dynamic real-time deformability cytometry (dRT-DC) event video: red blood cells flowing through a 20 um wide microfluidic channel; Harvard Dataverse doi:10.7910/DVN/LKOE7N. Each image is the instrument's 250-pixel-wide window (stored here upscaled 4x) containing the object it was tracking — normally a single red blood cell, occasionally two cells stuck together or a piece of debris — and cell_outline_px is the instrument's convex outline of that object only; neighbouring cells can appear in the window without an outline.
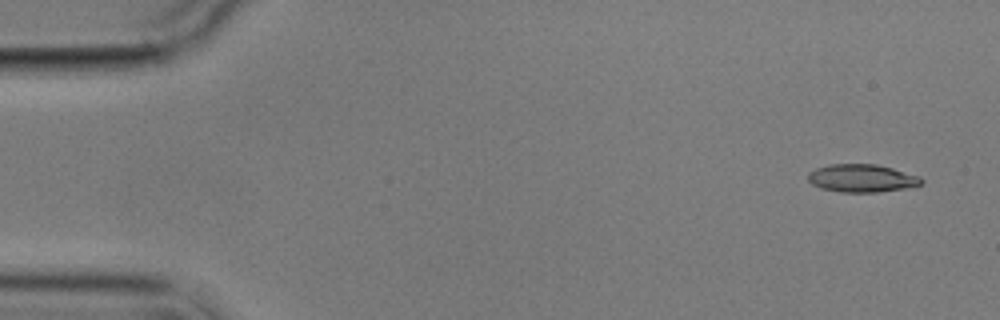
{"species": "common noctule bat (a hibernating species)", "species_latin": "Nyctalus noctula", "temperature_condition": "cold", "stored_images_in_passage": 10, "camera_frame_rate_fps": 3000, "um_per_image_px": 0.085, "animal": {"sex": "male", "body_mass_g": 17.9}, "frame": {"image": 1, "passage_image": 1, "time_ms": 0.0, "image_size_px": [1000, 320], "cell_outline_px": [[924, 180], [920, 184], [904, 188], [876, 192], [840, 192], [820, 188], [812, 184], [808, 180], [808, 172], [816, 168], [828, 164], [876, 164], [892, 168], [920, 176]], "centroid_in_image_um": [73.22, 15.14], "position_along_channel_um": 11.8, "area_um2": 18.38}}
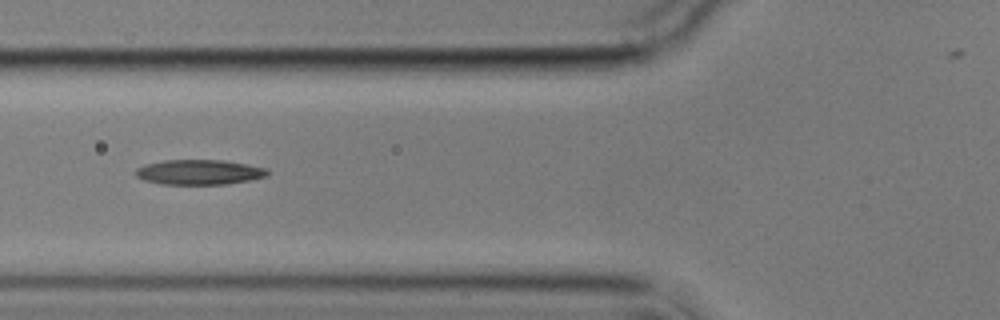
{"frame": {"image": 2, "passage_image": 6, "time_ms": 6.0, "image_size_px": [1000, 320], "cell_outline_px": [[268, 176], [252, 180], [224, 184], [160, 184], [144, 180], [136, 176], [132, 172], [136, 168], [144, 164], [164, 160], [224, 160], [268, 168]], "centroid_in_image_um": [16.91, 14.63], "position_along_channel_um": 108.9, "area_um2": 19.42}}
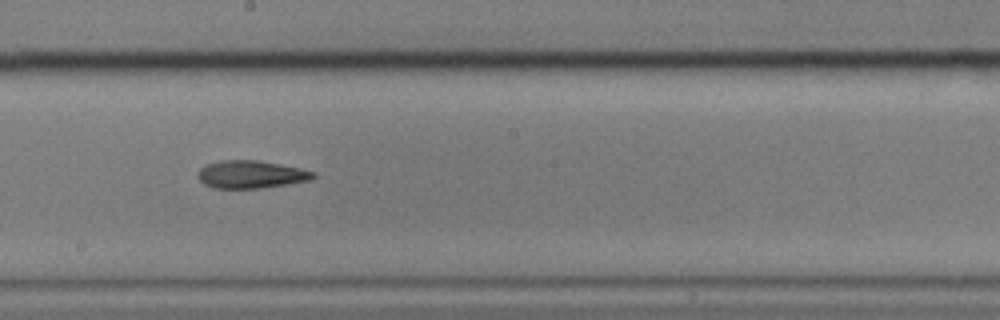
{"frame": {"image": 3, "passage_image": 9, "time_ms": 9.333, "image_size_px": [1000, 320], "cell_outline_px": [[316, 176], [312, 180], [288, 184], [260, 188], [212, 188], [204, 184], [196, 176], [196, 172], [204, 164], [220, 160], [256, 160], [300, 168], [316, 172]], "centroid_in_image_um": [21.3, 14.82], "position_along_channel_um": 226.9, "area_um2": 18.84}}